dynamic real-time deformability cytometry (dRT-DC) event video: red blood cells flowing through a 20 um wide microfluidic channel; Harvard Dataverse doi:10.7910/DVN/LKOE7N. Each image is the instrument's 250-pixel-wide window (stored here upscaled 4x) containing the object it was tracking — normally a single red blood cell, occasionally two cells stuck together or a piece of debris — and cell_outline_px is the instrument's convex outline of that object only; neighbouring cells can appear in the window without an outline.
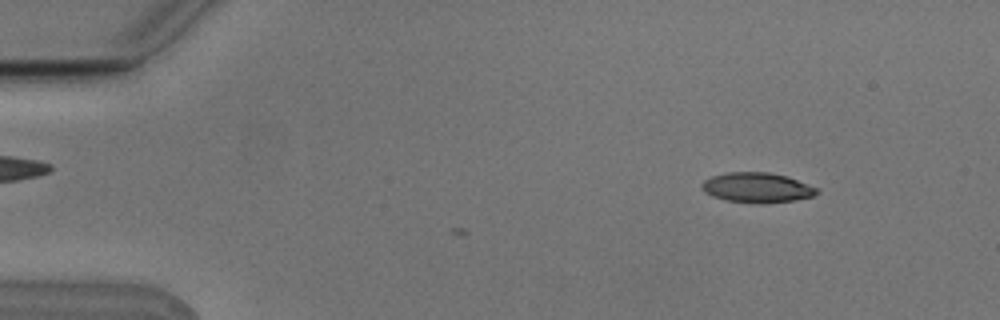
{"species": "Egyptian fruit bat (a non-hibernating species)", "species_latin": "Rousettus aegyptiacus", "temperature_condition": "cold", "stored_images_in_passage": 5, "camera_frame_rate_fps": 3000, "um_per_image_px": 0.085, "animal": {"sex": "male"}, "frame": {"image": 1, "passage_image": 1, "time_ms": 0.0, "image_size_px": [1000, 320], "cell_outline_px": [[820, 192], [812, 196], [792, 200], [760, 204], [728, 200], [712, 196], [704, 192], [700, 188], [700, 184], [704, 180], [712, 176], [728, 172], [768, 172], [784, 176], [796, 180], [816, 188]], "centroid_in_image_um": [64.28, 15.94], "position_along_channel_um": 20.7, "area_um2": 19.83}}